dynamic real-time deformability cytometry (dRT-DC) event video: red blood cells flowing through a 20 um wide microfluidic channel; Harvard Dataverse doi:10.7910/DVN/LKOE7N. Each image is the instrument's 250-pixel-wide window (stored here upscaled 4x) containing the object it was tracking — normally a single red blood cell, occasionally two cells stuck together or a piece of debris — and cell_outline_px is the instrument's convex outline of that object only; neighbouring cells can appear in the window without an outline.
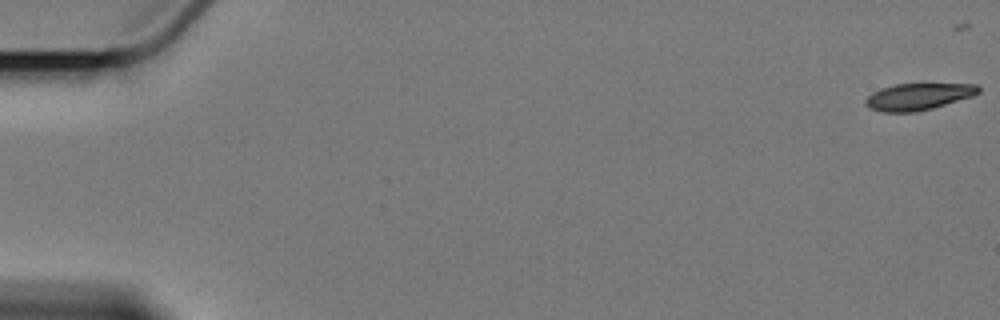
{"species": "Egyptian fruit bat (a non-hibernating species)", "species_latin": "Rousettus aegyptiacus", "temperature_condition": "cold", "stored_images_in_passage": 7, "camera_frame_rate_fps": 3000, "um_per_image_px": 0.085, "animal": {"sex": "female"}, "frame": {"image": 1, "passage_image": 1, "time_ms": 0.0, "image_size_px": [1000, 320], "cell_outline_px": [[980, 92], [972, 96], [932, 108], [916, 112], [884, 112], [868, 108], [864, 104], [864, 100], [872, 92], [880, 88], [896, 84], [976, 84], [980, 88]], "centroid_in_image_um": [78.0, 8.21], "position_along_channel_um": 7.0, "area_um2": 17.57}}
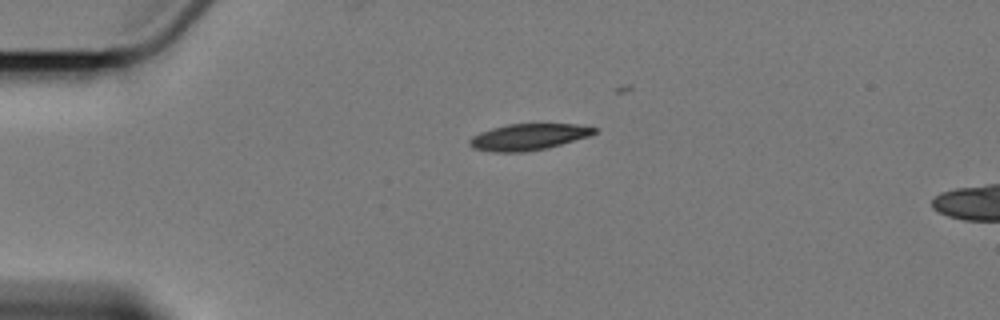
{"frame": {"image": 2, "passage_image": 5, "time_ms": 4.667, "image_size_px": [1000, 320], "cell_outline_px": [[600, 128], [596, 132], [588, 136], [548, 148], [524, 152], [496, 152], [472, 148], [468, 144], [468, 140], [472, 136], [480, 132], [492, 128], [508, 124], [576, 124]], "centroid_in_image_um": [44.9, 11.64], "position_along_channel_um": 40.1, "area_um2": 19.19}}